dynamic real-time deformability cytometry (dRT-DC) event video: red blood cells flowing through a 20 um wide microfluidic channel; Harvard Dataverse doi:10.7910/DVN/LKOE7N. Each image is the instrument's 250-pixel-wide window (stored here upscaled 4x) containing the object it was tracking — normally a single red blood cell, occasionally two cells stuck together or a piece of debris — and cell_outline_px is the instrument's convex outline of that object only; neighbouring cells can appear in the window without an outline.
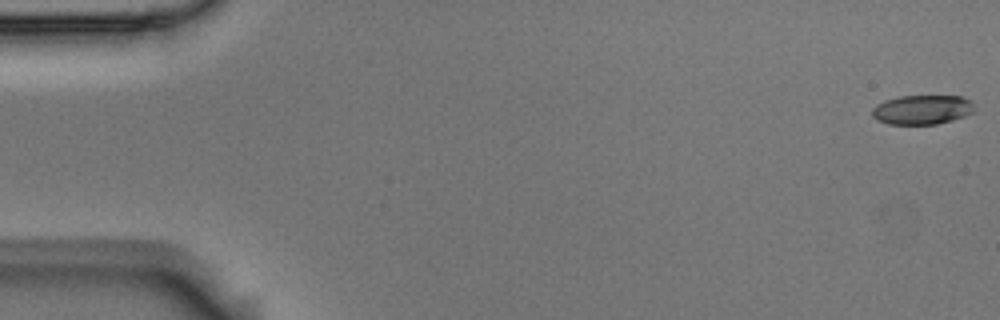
{"species": "Egyptian fruit bat (a non-hibernating species)", "species_latin": "Rousettus aegyptiacus", "temperature_condition": "room temperature", "stored_images_in_passage": 53, "camera_frame_rate_fps": 3000, "um_per_image_px": 0.085, "animal": {"sex": "male"}, "frame": {"image": 1, "passage_image": 1, "time_ms": 0.0, "image_size_px": [1000, 320], "cell_outline_px": [[972, 112], [964, 116], [952, 120], [936, 124], [888, 124], [876, 120], [872, 116], [872, 108], [876, 104], [884, 100], [900, 96], [960, 96], [968, 100], [972, 104]], "centroid_in_image_um": [78.31, 9.32], "position_along_channel_um": 6.7, "area_um2": 17.4}}
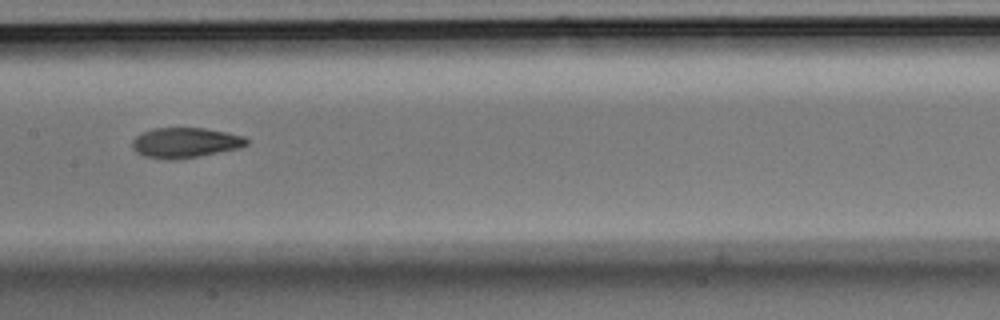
{"frame": {"image": 2, "passage_image": 28, "time_ms": 9.0, "image_size_px": [1000, 320], "cell_outline_px": [[248, 144], [240, 148], [200, 156], [176, 160], [164, 160], [144, 156], [136, 152], [132, 148], [132, 140], [140, 132], [152, 128], [204, 128], [228, 132], [244, 136], [248, 140]], "centroid_in_image_um": [15.72, 12.13], "position_along_channel_um": 191.7, "area_um2": 20.46}}
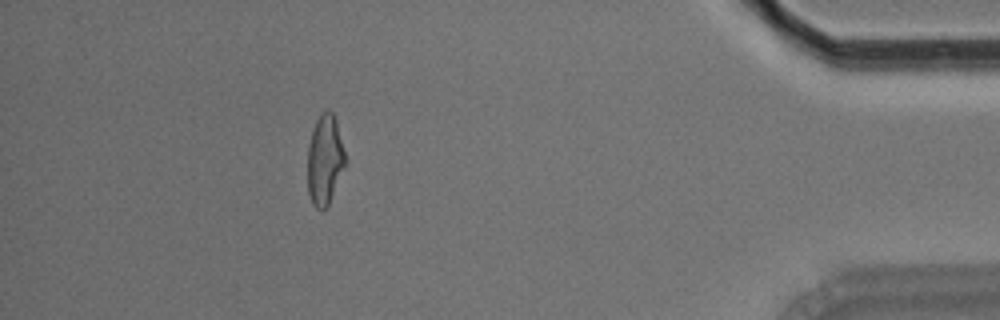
{"frame": {"image": 3, "passage_image": 50, "time_ms": 16.333, "image_size_px": [1000, 320], "cell_outline_px": [[344, 164], [328, 204], [324, 208], [316, 208], [312, 204], [308, 192], [308, 144], [312, 128], [320, 112], [328, 108], [332, 112], [336, 120], [344, 152]], "centroid_in_image_um": [27.56, 13.51], "position_along_channel_um": 407.6, "area_um2": 19.31}, "authors_computed_cell_mechanics": {"area_um2": 19.8832, "velocity_mm_per_s": 3.6521, "shape_relaxation_time_tau1_ms": 4.9843, "shape_relaxation_time_tau2_ms": 2.0064, "deformation_change_tau1": 0.1851, "deformation_change_tau2": 0.0966}}